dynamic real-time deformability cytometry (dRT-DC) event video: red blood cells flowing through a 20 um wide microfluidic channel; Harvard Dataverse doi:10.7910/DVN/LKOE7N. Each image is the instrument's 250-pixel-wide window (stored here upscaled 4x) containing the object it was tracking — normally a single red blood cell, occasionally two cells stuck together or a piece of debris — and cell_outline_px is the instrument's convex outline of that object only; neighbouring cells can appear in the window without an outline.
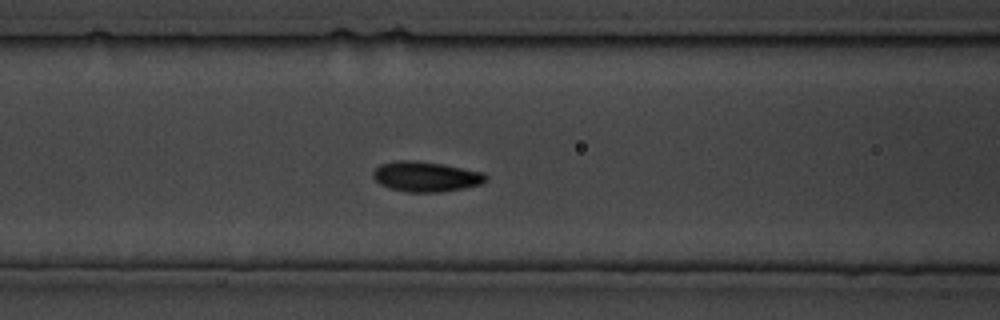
{"species": "common noctule bat (a hibernating species)", "species_latin": "Nyctalus noctula", "temperature_condition": "cold", "stored_images_in_passage": 11, "camera_frame_rate_fps": 3000, "um_per_image_px": 0.085, "animal": {"sex": "male", "body_mass_g": 19.5, "forearm_length_mm": 54.6}, "frame": {"image": 1, "passage_image": 4, "time_ms": 4.333, "image_size_px": [1000, 320], "cell_outline_px": [[488, 180], [480, 184], [464, 188], [440, 192], [408, 192], [388, 188], [380, 184], [372, 176], [372, 172], [380, 164], [396, 160], [416, 160], [444, 164], [484, 172], [488, 176]], "centroid_in_image_um": [36.21, 15.0], "position_along_channel_um": 130.4, "area_um2": 20.06}}
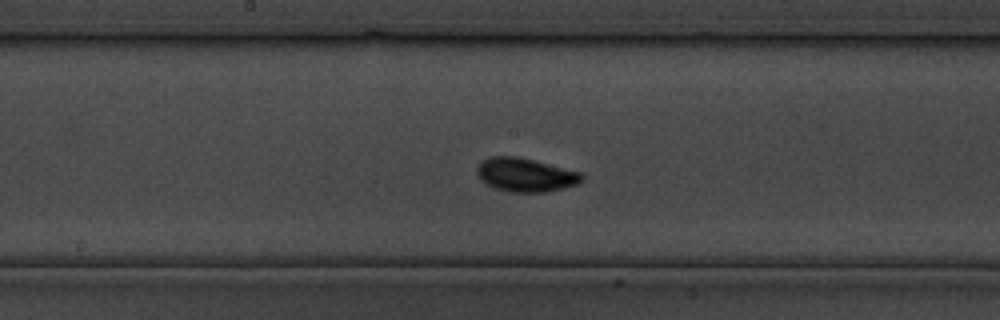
{"frame": {"image": 2, "passage_image": 8, "time_ms": 9.0, "image_size_px": [1000, 320], "cell_outline_px": [[584, 180], [576, 184], [564, 188], [544, 192], [512, 192], [496, 188], [480, 180], [476, 172], [476, 168], [488, 156], [516, 156], [580, 172], [584, 176]], "centroid_in_image_um": [44.66, 14.86], "position_along_channel_um": 203.5, "area_um2": 20.35}}
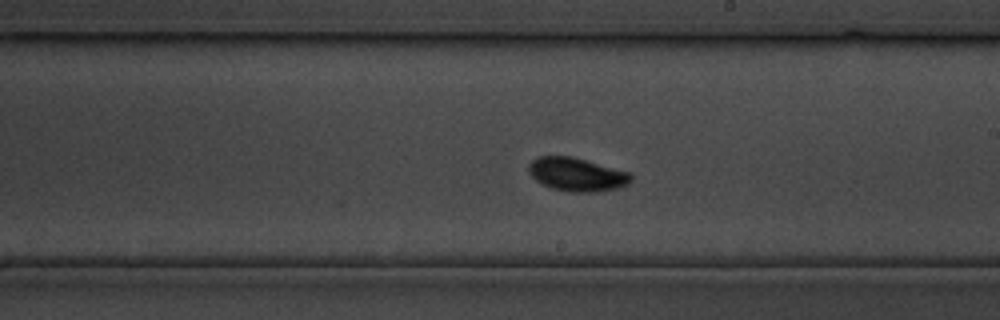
{"frame": {"image": 3, "passage_image": 10, "time_ms": 11.333, "image_size_px": [1000, 320], "cell_outline_px": [[632, 180], [628, 184], [616, 188], [596, 192], [572, 192], [552, 188], [536, 180], [528, 172], [528, 164], [536, 156], [572, 156], [628, 172], [632, 176]], "centroid_in_image_um": [49.0, 14.82], "position_along_channel_um": 240.0, "area_um2": 19.83}}